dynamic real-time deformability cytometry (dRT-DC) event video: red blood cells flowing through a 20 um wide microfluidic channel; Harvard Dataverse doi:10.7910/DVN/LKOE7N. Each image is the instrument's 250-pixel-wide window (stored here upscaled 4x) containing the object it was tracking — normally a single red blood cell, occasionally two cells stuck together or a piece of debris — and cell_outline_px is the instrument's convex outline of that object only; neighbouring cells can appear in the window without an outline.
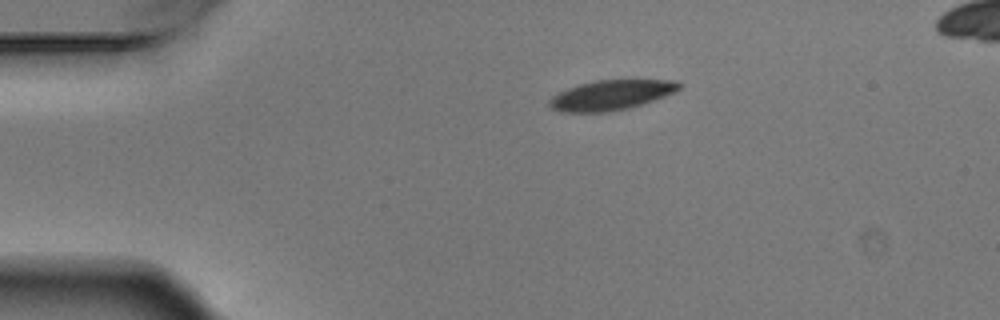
{"species": "Egyptian fruit bat (a non-hibernating species)", "species_latin": "Rousettus aegyptiacus", "temperature_condition": "warm", "stored_images_in_passage": 4, "camera_frame_rate_fps": 3000, "um_per_image_px": 0.085, "animal": {"sex": "male"}, "frame": {"image": 1, "passage_image": 1, "time_ms": 0.0, "image_size_px": [1000, 320], "cell_outline_px": [[680, 88], [676, 92], [628, 108], [608, 112], [560, 112], [552, 108], [548, 104], [548, 100], [552, 96], [568, 88], [580, 84], [596, 80], [676, 80], [680, 84]], "centroid_in_image_um": [51.92, 8.08], "position_along_channel_um": 33.1, "area_um2": 22.43}}
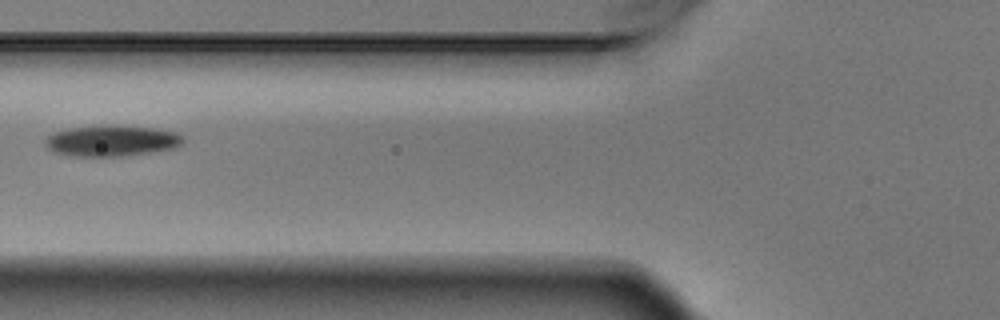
{"frame": {"image": 2, "passage_image": 4, "time_ms": 1.0, "image_size_px": [1000, 320], "cell_outline_px": [[184, 140], [176, 148], [120, 156], [72, 156], [56, 152], [48, 148], [44, 144], [44, 140], [48, 136], [56, 132], [72, 128], [116, 124], [152, 128], [176, 132], [184, 136]], "centroid_in_image_um": [9.51, 11.96], "position_along_channel_um": 116.3, "area_um2": 24.74}}